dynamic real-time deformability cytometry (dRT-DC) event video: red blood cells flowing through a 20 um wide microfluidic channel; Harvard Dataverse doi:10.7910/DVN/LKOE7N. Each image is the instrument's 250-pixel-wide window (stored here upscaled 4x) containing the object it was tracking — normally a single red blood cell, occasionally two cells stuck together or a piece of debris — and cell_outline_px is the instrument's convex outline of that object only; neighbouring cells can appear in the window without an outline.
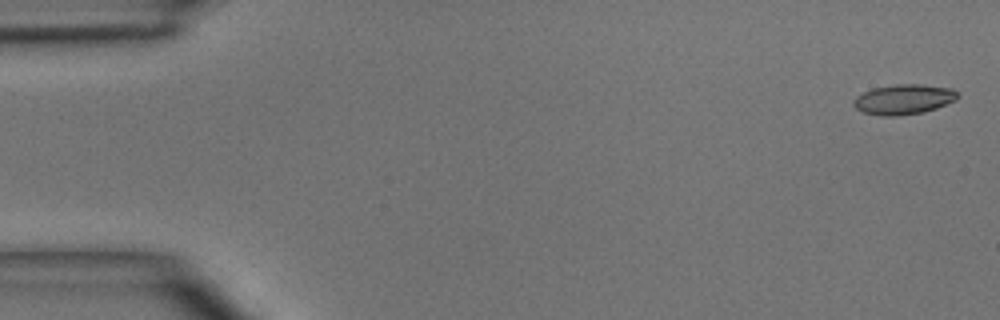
{"species": "common noctule bat (a hibernating species)", "species_latin": "Nyctalus noctula", "temperature_condition": "room temperature", "stored_images_in_passage": 4, "segment_of_instrument_passage": [2, 2], "camera_frame_rate_fps": 3000, "um_per_image_px": 0.085, "animal": {"sex": "male", "body_mass_g": 15.6}, "frame": {"image": 1, "passage_image": 4, "time_ms": 4.333, "image_size_px": [1000, 320], "cell_outline_px": [[960, 96], [956, 100], [936, 108], [924, 112], [896, 116], [880, 116], [864, 112], [856, 108], [852, 104], [852, 100], [856, 96], [872, 88], [896, 84], [920, 84], [952, 88]], "centroid_in_image_um": [76.8, 8.44], "position_along_channel_um": 8.2, "area_um2": 18.32}}